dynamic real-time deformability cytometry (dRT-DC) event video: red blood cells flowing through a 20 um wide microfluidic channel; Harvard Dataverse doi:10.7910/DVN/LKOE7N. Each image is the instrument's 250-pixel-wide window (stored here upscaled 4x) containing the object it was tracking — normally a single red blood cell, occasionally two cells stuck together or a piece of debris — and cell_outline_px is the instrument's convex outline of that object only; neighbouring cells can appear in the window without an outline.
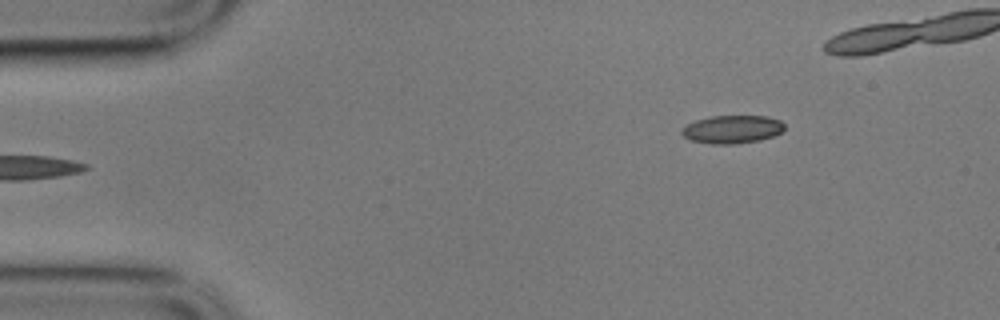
{"species": "common noctule bat (a hibernating species)", "species_latin": "Nyctalus noctula", "temperature_condition": "cold", "stored_images_in_passage": 6, "camera_frame_rate_fps": 3000, "um_per_image_px": 0.085, "animal": {"sex": "male", "body_mass_g": 17.9}, "frame": {"image": 1, "passage_image": 6, "time_ms": 1.667, "image_size_px": [1000, 320], "cell_outline_px": [[784, 128], [780, 132], [772, 136], [760, 140], [736, 144], [712, 144], [688, 140], [680, 132], [688, 124], [696, 120], [712, 116], [768, 116], [780, 120], [784, 124]], "centroid_in_image_um": [62.23, 11.0], "position_along_channel_um": 22.8, "area_um2": 16.76}}